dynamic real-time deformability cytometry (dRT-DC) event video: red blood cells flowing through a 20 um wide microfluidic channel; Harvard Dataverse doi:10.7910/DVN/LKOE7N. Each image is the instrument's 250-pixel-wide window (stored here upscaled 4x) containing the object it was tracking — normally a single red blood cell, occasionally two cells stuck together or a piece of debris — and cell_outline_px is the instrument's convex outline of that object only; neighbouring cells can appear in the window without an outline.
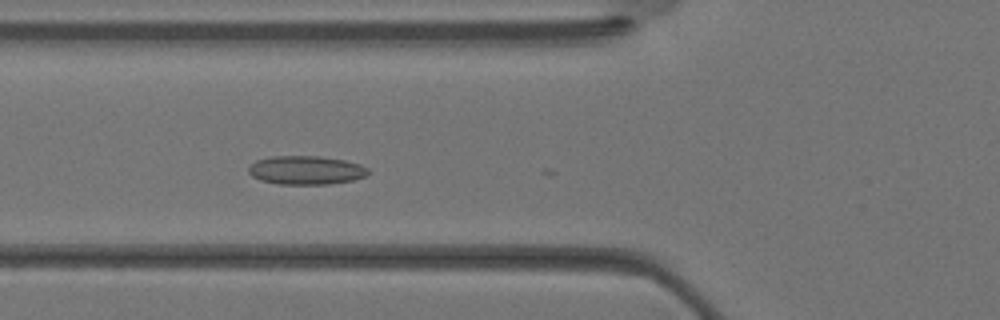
{"species": "Egyptian fruit bat (a non-hibernating species)", "species_latin": "Rousettus aegyptiacus", "temperature_condition": "warm", "stored_images_in_passage": 14, "camera_frame_rate_fps": 3000, "um_per_image_px": 0.085, "animal": {"sex": "female"}, "frame": {"image": 1, "passage_image": 4, "time_ms": 1.0, "image_size_px": [1000, 320], "cell_outline_px": [[368, 172], [364, 176], [352, 180], [328, 184], [280, 184], [260, 180], [252, 176], [248, 172], [248, 168], [256, 160], [272, 156], [320, 156], [344, 160], [360, 164], [368, 168]], "centroid_in_image_um": [25.99, 14.46], "position_along_channel_um": 99.8, "area_um2": 19.88}}
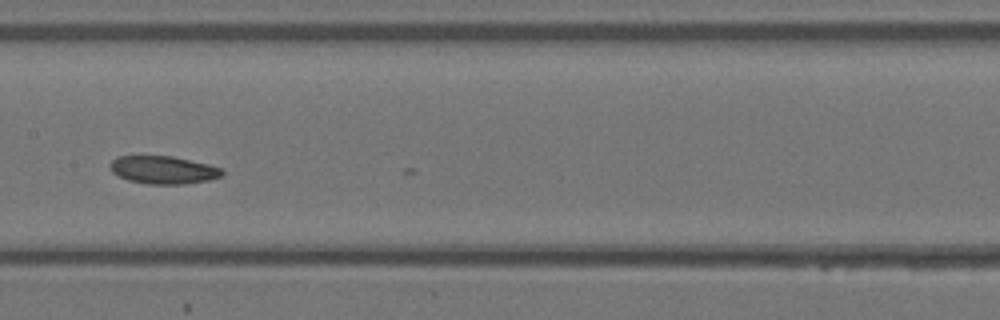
{"frame": {"image": 2, "passage_image": 9, "time_ms": 2.667, "image_size_px": [1000, 320], "cell_outline_px": [[224, 172], [220, 176], [208, 180], [184, 184], [148, 184], [128, 180], [112, 172], [112, 160], [116, 156], [172, 156], [208, 164], [220, 168]], "centroid_in_image_um": [13.88, 14.44], "position_along_channel_um": 193.5, "area_um2": 17.92}}
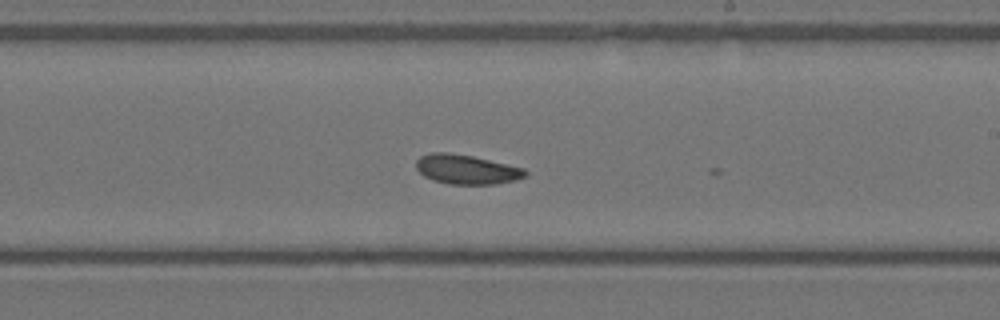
{"frame": {"image": 3, "passage_image": 12, "time_ms": 3.667, "image_size_px": [1000, 320], "cell_outline_px": [[528, 176], [516, 180], [496, 184], [448, 184], [432, 180], [424, 176], [416, 168], [416, 160], [420, 156], [432, 152], [448, 152], [472, 156], [524, 168], [528, 172]], "centroid_in_image_um": [39.66, 14.4], "position_along_channel_um": 249.3, "area_um2": 18.84}}